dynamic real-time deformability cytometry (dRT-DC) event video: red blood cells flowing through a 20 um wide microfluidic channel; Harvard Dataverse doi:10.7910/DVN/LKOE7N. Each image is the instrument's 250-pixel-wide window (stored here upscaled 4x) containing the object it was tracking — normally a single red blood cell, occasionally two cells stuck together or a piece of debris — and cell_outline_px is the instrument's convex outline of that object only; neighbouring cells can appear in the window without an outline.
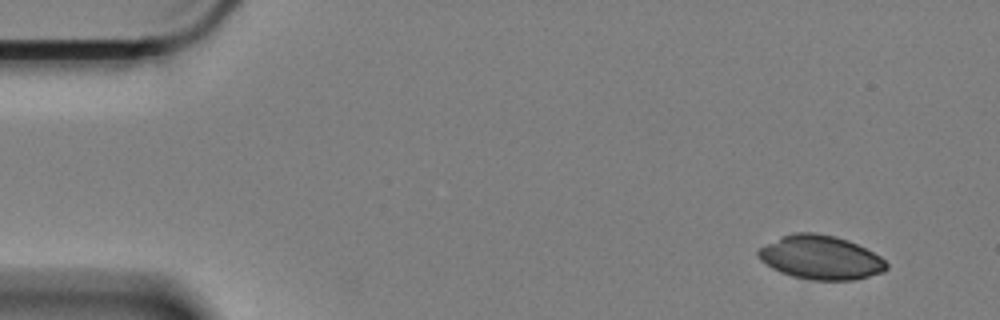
{"species": "Egyptian fruit bat (a non-hibernating species)", "species_latin": "Rousettus aegyptiacus", "temperature_condition": "cold", "stored_images_in_passage": 38, "camera_frame_rate_fps": 3000, "um_per_image_px": 0.085, "animal": {"sex": "female"}, "frame": {"image": 1, "passage_image": 1, "time_ms": 0.0, "image_size_px": [1000, 320], "cell_outline_px": [[888, 268], [884, 272], [856, 280], [808, 280], [792, 276], [780, 272], [772, 268], [760, 260], [756, 256], [756, 252], [760, 248], [792, 232], [812, 232], [836, 236], [848, 240], [880, 256], [888, 264]], "centroid_in_image_um": [69.76, 21.9], "position_along_channel_um": 15.2, "area_um2": 32.77}}
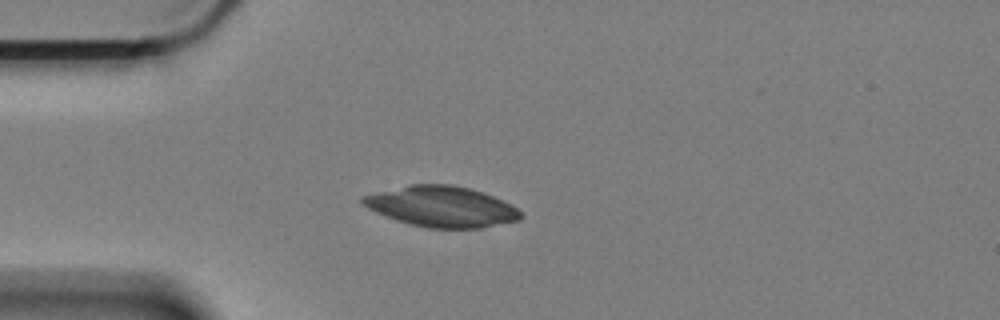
{"frame": {"image": 2, "passage_image": 12, "time_ms": 3.667, "image_size_px": [1000, 320], "cell_outline_px": [[524, 216], [520, 220], [480, 228], [428, 228], [396, 220], [376, 212], [360, 204], [360, 196], [408, 184], [452, 184], [468, 188], [492, 196], [512, 204]], "centroid_in_image_um": [37.5, 17.55], "position_along_channel_um": 47.5, "area_um2": 37.45}}
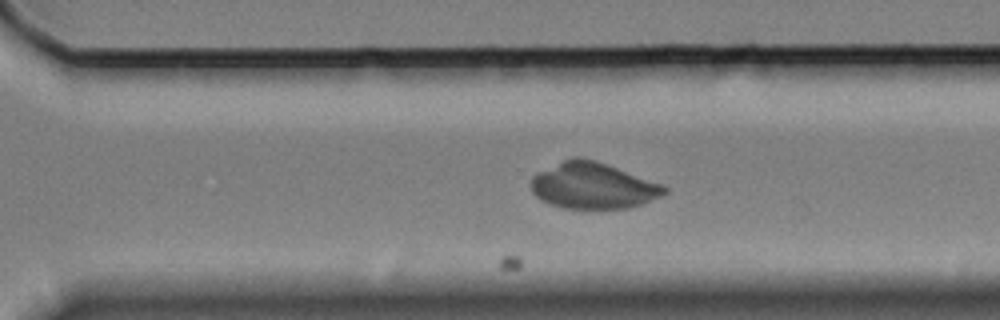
{"frame": {"image": 3, "passage_image": 38, "time_ms": 12.333, "image_size_px": [1000, 320], "cell_outline_px": [[668, 192], [644, 204], [628, 208], [560, 208], [548, 204], [540, 200], [532, 192], [532, 176], [572, 156], [580, 156], [596, 160], [660, 184], [668, 188]], "centroid_in_image_um": [50.39, 15.79], "position_along_channel_um": 320.2, "area_um2": 35.66}}